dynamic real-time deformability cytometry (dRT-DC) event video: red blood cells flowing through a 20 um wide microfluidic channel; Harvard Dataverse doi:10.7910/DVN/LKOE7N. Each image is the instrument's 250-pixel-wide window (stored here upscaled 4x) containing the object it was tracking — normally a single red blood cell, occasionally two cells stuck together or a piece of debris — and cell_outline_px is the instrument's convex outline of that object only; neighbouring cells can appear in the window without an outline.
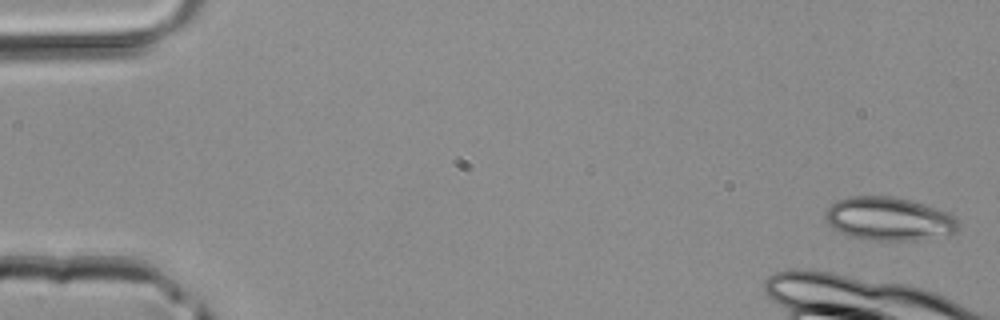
{"species": "common noctule bat (a hibernating species)", "species_latin": "Nyctalus noctula", "temperature_condition": "room temperature", "stored_images_in_passage": 4, "camera_frame_rate_fps": 3000, "um_per_image_px": 0.085, "animal": {"sex": "male", "body_mass_g": 20.4}, "frame": {"image": 1, "passage_image": 1, "time_ms": 0.0, "image_size_px": [1000, 320], "cell_outline_px": [[960, 224], [956, 232], [916, 240], [872, 240], [852, 236], [832, 228], [828, 224], [824, 216], [824, 212], [836, 200], [848, 196], [892, 196], [924, 204], [948, 212], [956, 216]], "centroid_in_image_um": [75.55, 18.59], "position_along_channel_um": 9.5, "area_um2": 33.52}}